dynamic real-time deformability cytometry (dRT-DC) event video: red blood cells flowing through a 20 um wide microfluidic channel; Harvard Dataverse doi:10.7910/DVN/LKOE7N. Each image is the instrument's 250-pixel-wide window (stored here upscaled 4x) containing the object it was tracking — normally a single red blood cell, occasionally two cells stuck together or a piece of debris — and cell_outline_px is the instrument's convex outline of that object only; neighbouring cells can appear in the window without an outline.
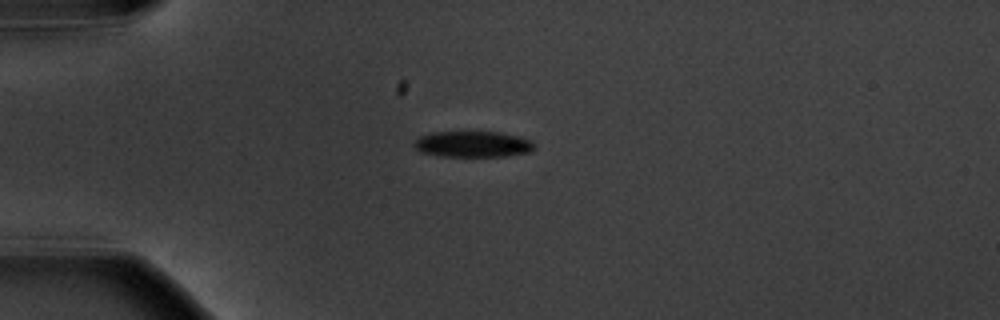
{"species": "common noctule bat (a hibernating species)", "species_latin": "Nyctalus noctula", "temperature_condition": "warm", "stored_images_in_passage": 7, "camera_frame_rate_fps": 3000, "um_per_image_px": 0.085, "animal": {"sex": "male", "body_mass_g": 20.1, "forearm_length_mm": 53.5}, "frame": {"image": 1, "passage_image": 4, "time_ms": 3.667, "image_size_px": [1000, 320], "cell_outline_px": [[536, 144], [532, 152], [508, 156], [440, 156], [420, 152], [412, 144], [420, 136], [432, 132], [500, 132], [532, 140]], "centroid_in_image_um": [40.22, 12.26], "position_along_channel_um": 44.8, "area_um2": 18.32}}
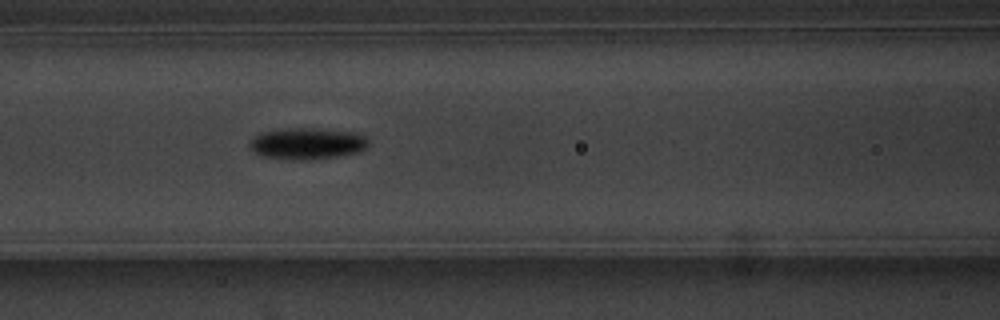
{"frame": {"image": 2, "passage_image": 7, "time_ms": 7.0, "image_size_px": [1000, 320], "cell_outline_px": [[368, 144], [364, 148], [356, 152], [336, 156], [308, 160], [292, 160], [264, 156], [248, 148], [252, 140], [260, 132], [280, 128], [312, 128], [360, 132], [368, 140]], "centroid_in_image_um": [26.1, 12.18], "position_along_channel_um": 140.5, "area_um2": 21.79}}